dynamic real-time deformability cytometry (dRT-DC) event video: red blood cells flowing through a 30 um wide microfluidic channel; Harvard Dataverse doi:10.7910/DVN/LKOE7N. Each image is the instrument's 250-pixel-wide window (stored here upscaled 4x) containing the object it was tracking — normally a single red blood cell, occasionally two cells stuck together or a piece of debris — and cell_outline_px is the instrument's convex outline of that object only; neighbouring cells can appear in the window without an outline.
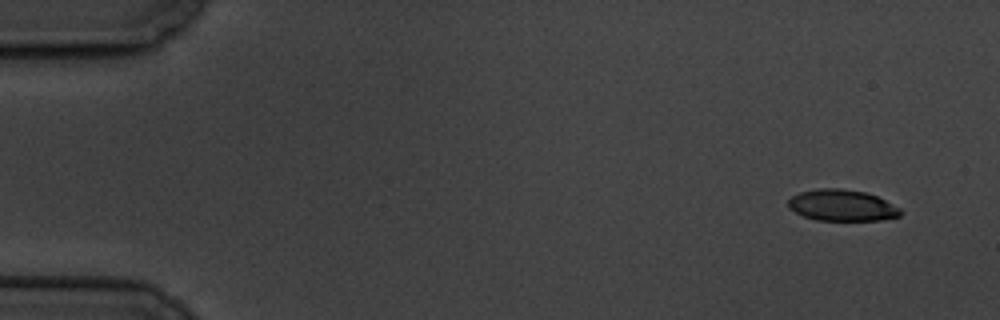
{"species": "common noctule bat (a hibernating species)", "species_latin": "Nyctalus noctula", "temperature_condition": "cold", "stored_images_in_passage": 5, "camera_frame_rate_fps": 3000, "um_per_image_px": 0.085, "animal": {"sex": "male", "body_mass_g": 19.5, "forearm_length_mm": 54.6}, "frame": {"image": 1, "passage_image": 1, "time_ms": 0.0, "image_size_px": [1000, 320], "cell_outline_px": [[904, 212], [900, 216], [880, 220], [816, 220], [804, 216], [788, 208], [788, 200], [792, 196], [800, 192], [820, 188], [840, 188], [864, 192], [876, 196], [900, 208]], "centroid_in_image_um": [71.57, 17.46], "position_along_channel_um": 13.4, "area_um2": 20.4}}